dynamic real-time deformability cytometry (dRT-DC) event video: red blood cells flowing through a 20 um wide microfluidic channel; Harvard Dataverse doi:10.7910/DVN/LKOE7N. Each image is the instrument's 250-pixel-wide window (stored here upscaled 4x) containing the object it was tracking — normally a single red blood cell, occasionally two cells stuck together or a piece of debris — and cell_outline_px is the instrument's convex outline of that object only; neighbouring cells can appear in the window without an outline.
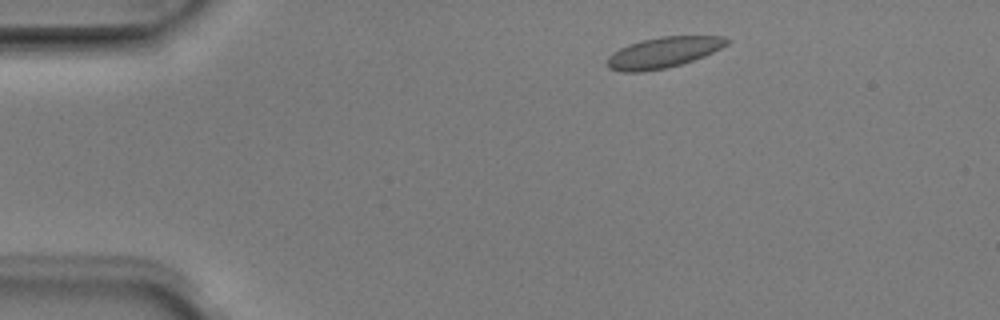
{"species": "Egyptian fruit bat (a non-hibernating species)", "species_latin": "Rousettus aegyptiacus", "temperature_condition": "room temperature", "stored_images_in_passage": 5, "segment_of_instrument_passage": [2, 2], "camera_frame_rate_fps": 3000, "um_per_image_px": 0.085, "animal": {"sex": "male"}, "frame": {"image": 1, "passage_image": 5, "time_ms": 1.333, "image_size_px": [1000, 320], "cell_outline_px": [[728, 44], [704, 56], [668, 68], [644, 72], [624, 72], [608, 68], [608, 56], [612, 52], [628, 44], [640, 40], [660, 36], [724, 36], [728, 40]], "centroid_in_image_um": [56.35, 4.46], "position_along_channel_um": 28.7, "area_um2": 21.44}}